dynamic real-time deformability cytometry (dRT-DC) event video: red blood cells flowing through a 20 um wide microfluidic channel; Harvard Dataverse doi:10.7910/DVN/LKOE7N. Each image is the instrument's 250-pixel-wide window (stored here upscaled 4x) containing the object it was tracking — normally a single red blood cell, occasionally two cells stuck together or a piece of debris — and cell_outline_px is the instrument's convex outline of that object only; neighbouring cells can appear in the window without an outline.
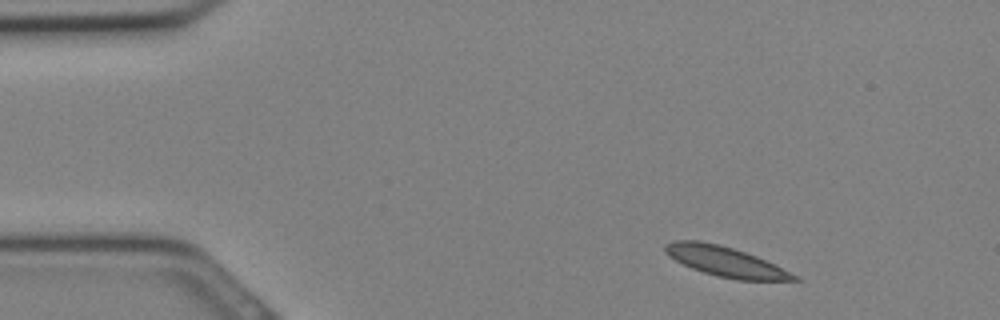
{"species": "Egyptian fruit bat (a non-hibernating species)", "species_latin": "Rousettus aegyptiacus", "temperature_condition": "cold", "stored_images_in_passage": 18, "camera_frame_rate_fps": 3000, "um_per_image_px": 0.085, "animal": {"sex": "female"}, "frame": {"image": 1, "passage_image": 1, "time_ms": 0.0, "image_size_px": [1000, 320], "cell_outline_px": [[800, 280], [736, 280], [704, 272], [692, 268], [676, 260], [664, 252], [664, 244], [672, 240], [700, 240], [720, 244], [756, 256], [796, 276]], "centroid_in_image_um": [61.57, 22.2], "position_along_channel_um": 23.4, "area_um2": 21.96}}
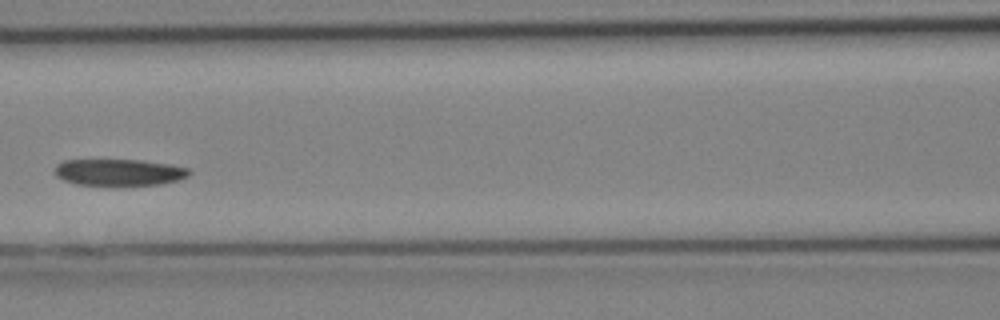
{"frame": {"image": 2, "passage_image": 11, "time_ms": 3.333, "image_size_px": [1000, 320], "cell_outline_px": [[192, 172], [188, 176], [180, 180], [160, 184], [112, 188], [76, 184], [64, 180], [56, 176], [56, 164], [64, 160], [144, 160], [172, 164], [188, 168]], "centroid_in_image_um": [10.16, 14.69], "position_along_channel_um": 156.4, "area_um2": 21.85}}
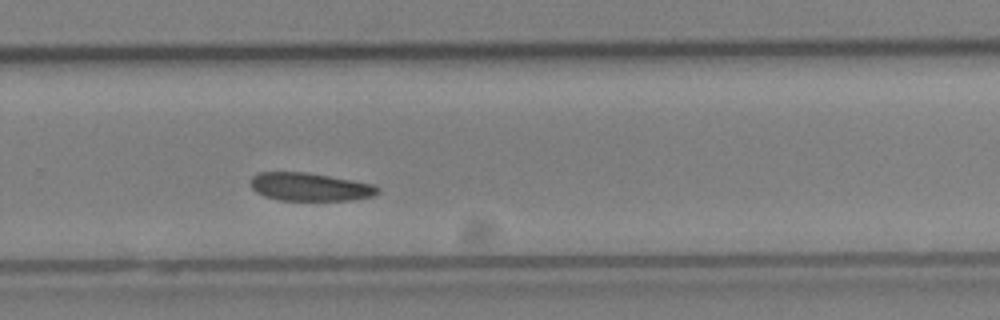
{"frame": {"image": 3, "passage_image": 18, "time_ms": 5.667, "image_size_px": [1000, 320], "cell_outline_px": [[380, 192], [376, 196], [352, 200], [280, 200], [264, 196], [256, 192], [252, 188], [252, 176], [256, 172], [304, 172], [352, 180], [372, 184], [380, 188]], "centroid_in_image_um": [26.37, 15.89], "position_along_channel_um": 303.4, "area_um2": 20.81}}